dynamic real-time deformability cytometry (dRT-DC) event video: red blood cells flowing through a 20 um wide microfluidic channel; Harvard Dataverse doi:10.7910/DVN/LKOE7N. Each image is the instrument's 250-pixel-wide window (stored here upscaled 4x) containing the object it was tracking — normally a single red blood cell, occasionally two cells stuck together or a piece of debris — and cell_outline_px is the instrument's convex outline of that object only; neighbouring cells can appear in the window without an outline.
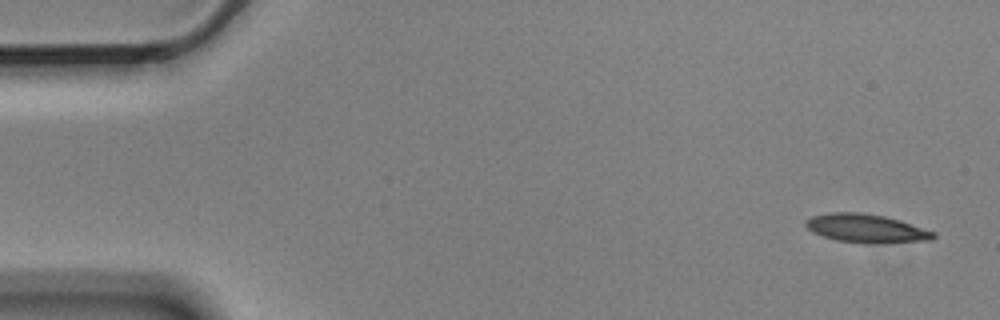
{"species": "Egyptian fruit bat (a non-hibernating species)", "species_latin": "Rousettus aegyptiacus", "temperature_condition": "cold", "stored_images_in_passage": 5, "camera_frame_rate_fps": 3000, "um_per_image_px": 0.085, "animal": {"sex": "male"}, "frame": {"image": 1, "passage_image": 1, "time_ms": 0.0, "image_size_px": [1000, 320], "cell_outline_px": [[936, 236], [932, 240], [836, 240], [812, 232], [804, 224], [804, 220], [812, 216], [832, 212], [860, 212], [884, 216], [900, 220], [936, 232]], "centroid_in_image_um": [73.56, 19.33], "position_along_channel_um": 11.4, "area_um2": 19.94}}
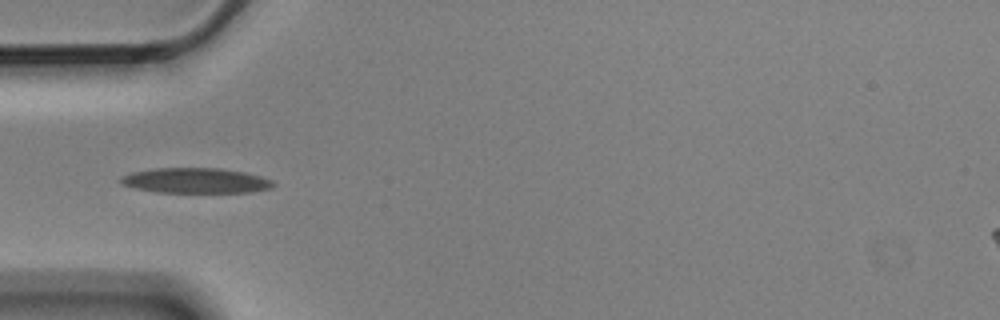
{"frame": {"image": 2, "passage_image": 5, "time_ms": 1.333, "image_size_px": [1000, 320], "cell_outline_px": [[276, 184], [272, 188], [248, 192], [156, 192], [136, 188], [120, 184], [120, 176], [132, 172], [156, 168], [220, 168], [244, 172], [260, 176], [272, 180]], "centroid_in_image_um": [16.62, 15.34], "position_along_channel_um": 68.4, "area_um2": 22.37}}